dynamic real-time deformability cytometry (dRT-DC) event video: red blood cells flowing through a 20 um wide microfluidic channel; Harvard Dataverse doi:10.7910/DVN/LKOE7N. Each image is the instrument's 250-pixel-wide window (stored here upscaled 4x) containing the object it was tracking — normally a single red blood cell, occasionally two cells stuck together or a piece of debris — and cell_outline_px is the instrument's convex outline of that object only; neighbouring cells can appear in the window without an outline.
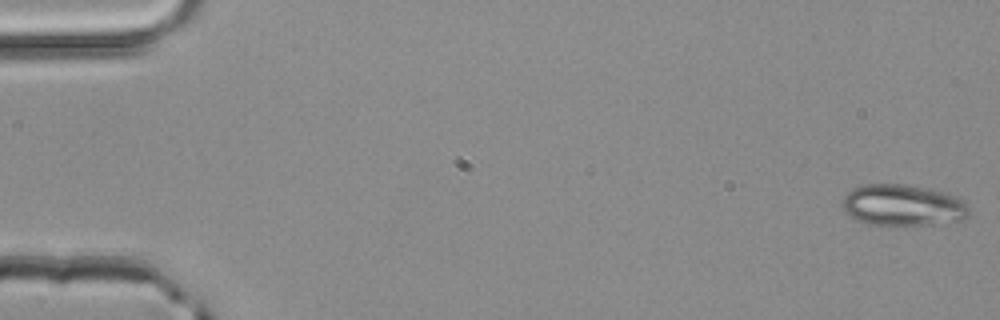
{"species": "common noctule bat (a hibernating species)", "species_latin": "Nyctalus noctula", "temperature_condition": "room temperature", "stored_images_in_passage": 3, "camera_frame_rate_fps": 3000, "um_per_image_px": 0.085, "animal": {"sex": "male", "body_mass_g": 20.4}, "frame": {"image": 1, "passage_image": 1, "time_ms": 0.0, "image_size_px": [1000, 320], "cell_outline_px": [[968, 216], [960, 220], [928, 224], [872, 224], [856, 220], [844, 212], [840, 204], [844, 196], [852, 188], [864, 184], [900, 184], [940, 192], [964, 200], [968, 204]], "centroid_in_image_um": [76.66, 17.44], "position_along_channel_um": 8.3, "area_um2": 29.94}}